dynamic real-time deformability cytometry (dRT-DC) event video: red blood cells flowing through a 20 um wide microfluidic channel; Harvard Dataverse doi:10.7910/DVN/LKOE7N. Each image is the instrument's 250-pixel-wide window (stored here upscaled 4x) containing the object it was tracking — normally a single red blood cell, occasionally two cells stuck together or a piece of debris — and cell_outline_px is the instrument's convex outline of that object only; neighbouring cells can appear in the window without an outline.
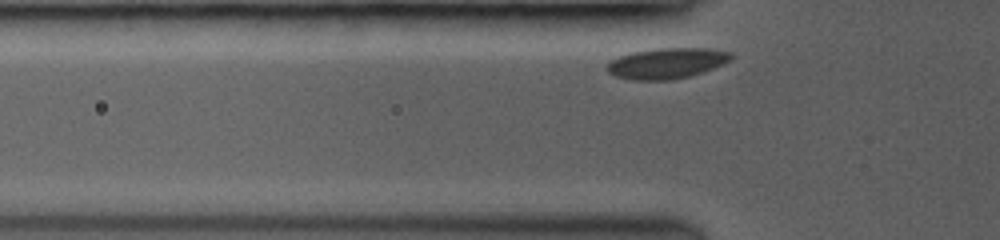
{"species": "common noctule bat (a hibernating species)", "species_latin": "Nyctalus noctula", "temperature_condition": "room temperature", "stored_images_in_passage": 13, "segment_of_instrument_passage": [1, 2], "camera_frame_rate_fps": 3500, "um_per_image_px": 0.085, "animal": {"sex": "female", "body_mass_g": 19.0, "forearm_length_mm": 53.3}, "frame": {"image": 1, "passage_image": 2, "time_ms": 0.286, "image_size_px": [1000, 240], "cell_outline_px": [[732, 56], [728, 60], [712, 68], [688, 76], [668, 80], [632, 80], [616, 76], [608, 72], [604, 68], [612, 60], [620, 56], [632, 52], [656, 48], [704, 48], [732, 52]], "centroid_in_image_um": [56.61, 5.37], "position_along_channel_um": 69.2, "area_um2": 21.79}}
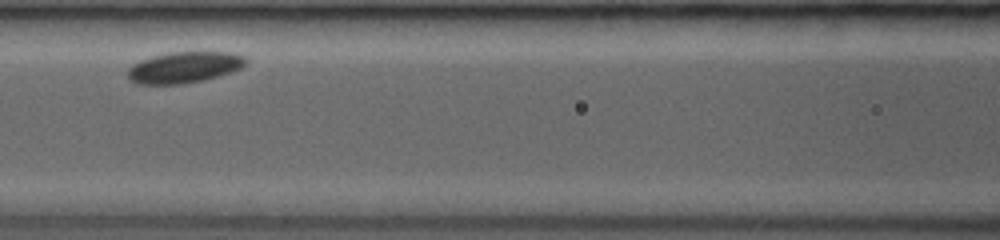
{"frame": {"image": 2, "passage_image": 9, "time_ms": 2.286, "image_size_px": [1000, 240], "cell_outline_px": [[248, 64], [232, 72], [220, 76], [204, 80], [180, 84], [136, 84], [124, 72], [132, 64], [140, 60], [152, 56], [168, 52], [236, 52], [244, 56], [248, 60]], "centroid_in_image_um": [15.68, 5.72], "position_along_channel_um": 150.9, "area_um2": 21.85}}
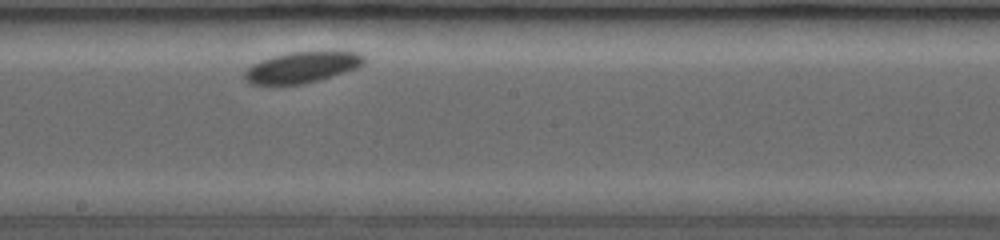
{"frame": {"image": 3, "passage_image": 12, "time_ms": 3.143, "image_size_px": [1000, 240], "cell_outline_px": [[364, 64], [356, 68], [320, 80], [300, 84], [252, 84], [244, 80], [244, 72], [252, 64], [260, 60], [272, 56], [288, 52], [320, 48], [328, 48], [360, 52], [364, 56]], "centroid_in_image_um": [25.74, 5.64], "position_along_channel_um": 222.5, "area_um2": 22.54}}